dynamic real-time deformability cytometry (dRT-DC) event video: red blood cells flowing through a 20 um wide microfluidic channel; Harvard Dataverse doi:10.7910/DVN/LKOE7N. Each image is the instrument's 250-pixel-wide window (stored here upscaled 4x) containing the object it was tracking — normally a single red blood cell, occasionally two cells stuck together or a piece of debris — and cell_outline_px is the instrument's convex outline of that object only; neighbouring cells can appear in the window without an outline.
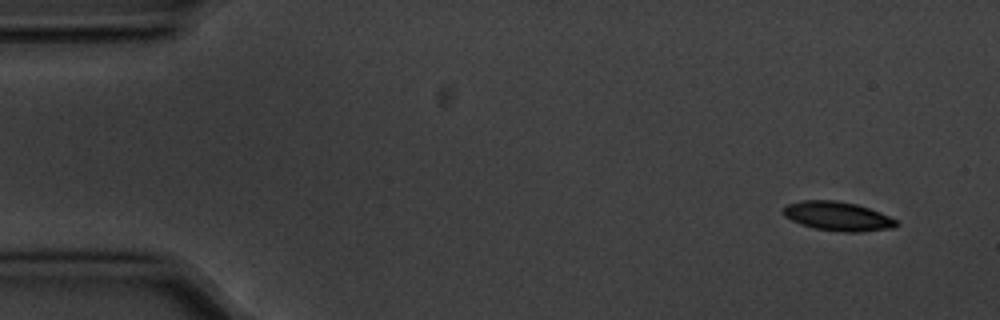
{"species": "common noctule bat (a hibernating species)", "species_latin": "Nyctalus noctula", "temperature_condition": "cold", "stored_images_in_passage": 4, "camera_frame_rate_fps": 3000, "um_per_image_px": 0.085, "animal": {"sex": "male", "body_mass_g": 20.1, "forearm_length_mm": 53.5}, "frame": {"image": 1, "passage_image": 1, "time_ms": 0.0, "image_size_px": [1000, 320], "cell_outline_px": [[900, 224], [892, 228], [860, 232], [844, 232], [816, 228], [800, 224], [784, 216], [784, 208], [788, 204], [800, 200], [836, 200], [856, 204], [880, 212], [896, 220]], "centroid_in_image_um": [71.21, 18.37], "position_along_channel_um": 13.8, "area_um2": 19.02}}
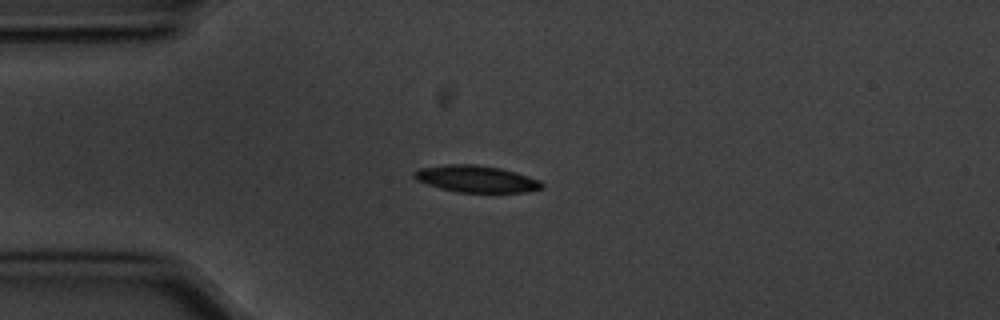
{"frame": {"image": 2, "passage_image": 4, "time_ms": 1.0, "image_size_px": [1000, 320], "cell_outline_px": [[544, 188], [524, 192], [456, 192], [440, 188], [416, 180], [412, 176], [412, 172], [420, 168], [448, 164], [476, 164], [500, 168], [516, 172], [540, 180], [544, 184]], "centroid_in_image_um": [40.47, 15.2], "position_along_channel_um": 44.5, "area_um2": 20.0}}